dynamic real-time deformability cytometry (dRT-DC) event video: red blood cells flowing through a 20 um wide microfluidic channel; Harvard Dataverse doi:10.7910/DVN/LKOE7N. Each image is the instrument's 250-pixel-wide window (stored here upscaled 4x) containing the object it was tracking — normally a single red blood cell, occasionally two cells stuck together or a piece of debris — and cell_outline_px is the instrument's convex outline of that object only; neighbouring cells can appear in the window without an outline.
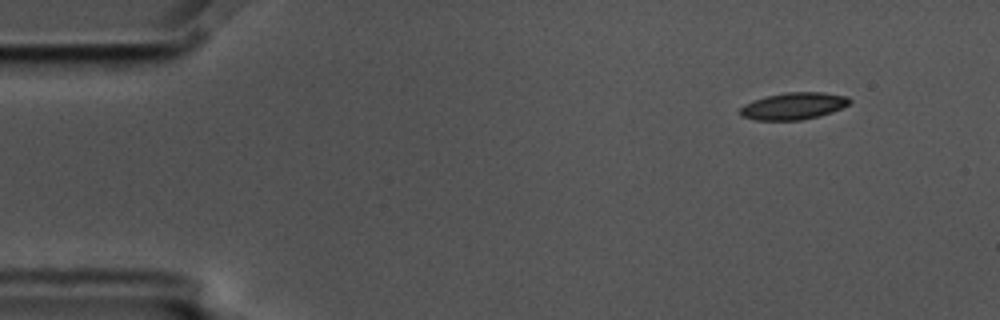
{"species": "common noctule bat (a hibernating species)", "species_latin": "Nyctalus noctula", "temperature_condition": "cold", "stored_images_in_passage": 4, "camera_frame_rate_fps": 3000, "um_per_image_px": 0.085, "animal": {"sex": "male", "body_mass_g": 17.5, "forearm_length_mm": 52.3}, "frame": {"image": 1, "passage_image": 1, "time_ms": 0.0, "image_size_px": [1000, 320], "cell_outline_px": [[852, 100], [848, 104], [832, 112], [820, 116], [800, 120], [756, 120], [740, 116], [740, 108], [744, 104], [752, 100], [764, 96], [784, 92], [824, 92], [848, 96]], "centroid_in_image_um": [67.43, 9.0], "position_along_channel_um": 17.6, "area_um2": 17.4}}
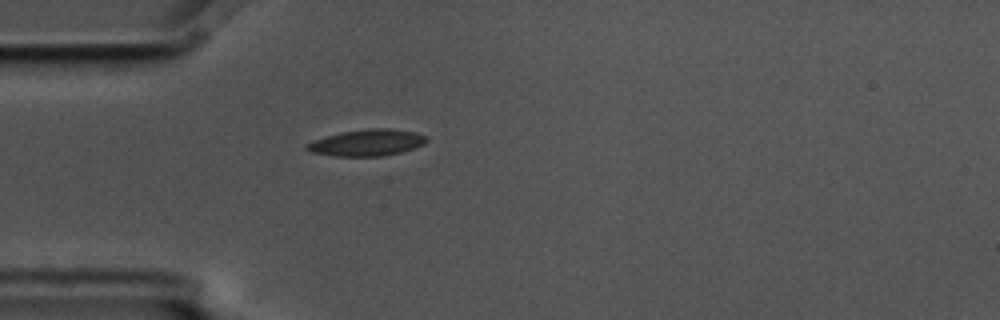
{"frame": {"image": 2, "passage_image": 4, "time_ms": 1.0, "image_size_px": [1000, 320], "cell_outline_px": [[428, 140], [424, 144], [400, 152], [384, 156], [332, 156], [308, 152], [304, 148], [304, 144], [312, 140], [344, 132], [368, 128], [392, 128], [416, 132], [428, 136]], "centroid_in_image_um": [31.17, 12.13], "position_along_channel_um": 53.8, "area_um2": 18.67}}